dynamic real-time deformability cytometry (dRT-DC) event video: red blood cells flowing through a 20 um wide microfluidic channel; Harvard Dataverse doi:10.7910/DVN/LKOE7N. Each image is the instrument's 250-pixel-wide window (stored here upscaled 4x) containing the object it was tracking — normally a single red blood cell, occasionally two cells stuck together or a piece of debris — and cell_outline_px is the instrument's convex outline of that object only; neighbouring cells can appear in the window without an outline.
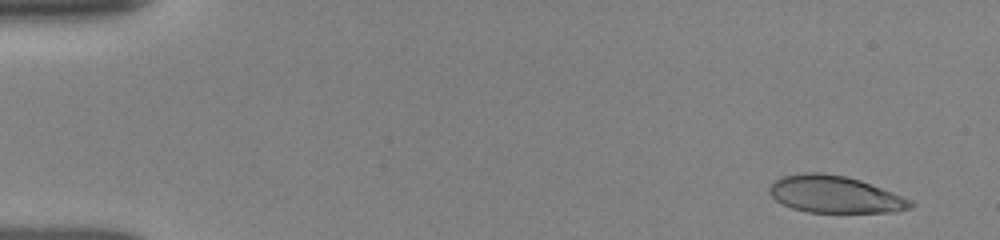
{"species": "human", "species_latin": "Homo sapiens", "temperature_condition": "room temperature", "stored_images_in_passage": 14, "camera_frame_rate_fps": 3000, "um_per_image_px": 0.085, "donor": {"sex": "female"}, "frame": {"image": 1, "passage_image": 1, "time_ms": 0.0, "image_size_px": [1000, 240], "cell_outline_px": [[916, 204], [912, 208], [896, 212], [808, 212], [792, 208], [776, 200], [768, 192], [768, 188], [776, 180], [784, 176], [804, 172], [820, 172], [844, 176], [860, 180], [892, 192], [912, 200]], "centroid_in_image_um": [70.99, 16.53], "position_along_channel_um": 14.0, "area_um2": 30.35}}
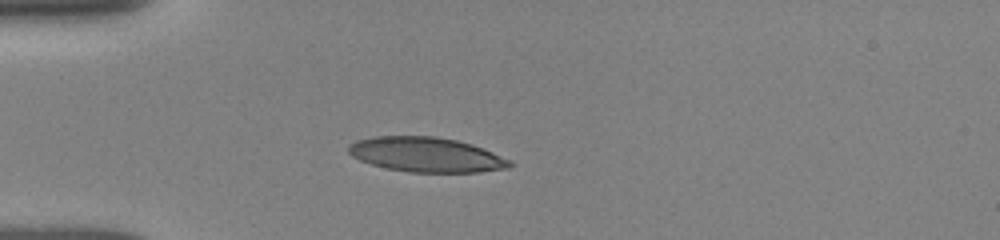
{"frame": {"image": 2, "passage_image": 10, "time_ms": 3.667, "image_size_px": [1000, 240], "cell_outline_px": [[512, 164], [508, 168], [476, 172], [408, 172], [388, 168], [372, 164], [360, 160], [352, 156], [348, 152], [348, 144], [356, 140], [372, 136], [432, 136], [456, 140], [472, 144], [512, 160]], "centroid_in_image_um": [36.21, 13.14], "position_along_channel_um": 48.8, "area_um2": 32.6}}
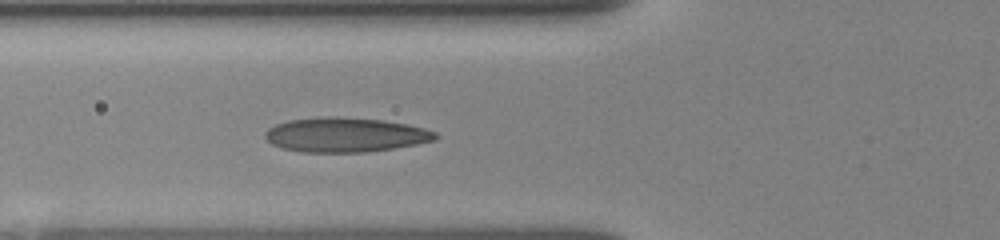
{"frame": {"image": 3, "passage_image": 14, "time_ms": 5.333, "image_size_px": [1000, 240], "cell_outline_px": [[440, 136], [436, 140], [416, 144], [368, 152], [304, 152], [284, 148], [272, 144], [264, 136], [264, 132], [268, 128], [276, 124], [288, 120], [328, 116], [380, 120], [404, 124], [424, 128], [436, 132]], "centroid_in_image_um": [29.35, 11.46], "position_along_channel_um": 96.5, "area_um2": 33.99}}